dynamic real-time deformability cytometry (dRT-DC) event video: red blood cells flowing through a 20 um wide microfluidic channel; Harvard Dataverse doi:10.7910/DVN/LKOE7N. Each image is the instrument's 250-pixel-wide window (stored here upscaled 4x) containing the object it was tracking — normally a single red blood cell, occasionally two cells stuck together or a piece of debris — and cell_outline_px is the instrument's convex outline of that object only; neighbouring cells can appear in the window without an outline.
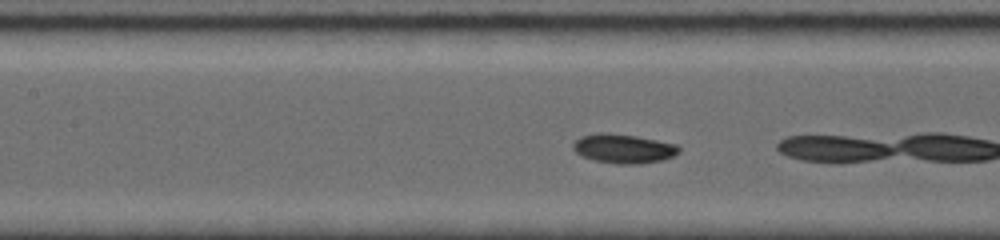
{"species": "common noctule bat (a hibernating species)", "species_latin": "Nyctalus noctula", "temperature_condition": "room temperature", "stored_images_in_passage": 16, "camera_frame_rate_fps": 5000, "um_per_image_px": 0.085, "animal": {"sex": "female", "body_mass_g": 19.0, "forearm_length_mm": 56.7}, "frame": {"image": 1, "passage_image": 11, "time_ms": 2.0, "image_size_px": [1000, 240], "cell_outline_px": [[680, 152], [664, 160], [636, 164], [616, 164], [592, 160], [580, 156], [572, 148], [572, 144], [580, 136], [596, 132], [608, 132], [636, 136], [676, 144], [680, 148]], "centroid_in_image_um": [52.95, 12.63], "position_along_channel_um": 154.4, "area_um2": 18.26}}